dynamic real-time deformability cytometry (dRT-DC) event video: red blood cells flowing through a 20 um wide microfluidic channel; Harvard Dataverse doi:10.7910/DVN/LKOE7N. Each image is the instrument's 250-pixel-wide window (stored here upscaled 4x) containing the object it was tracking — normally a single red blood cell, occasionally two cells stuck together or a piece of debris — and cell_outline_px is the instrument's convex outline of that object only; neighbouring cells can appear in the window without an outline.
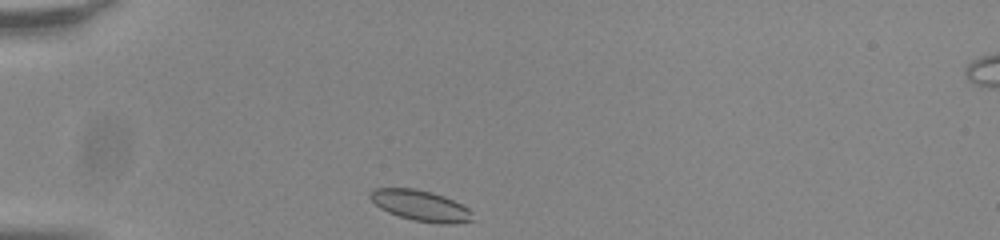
{"species": "common noctule bat (a hibernating species)", "species_latin": "Nyctalus noctula", "temperature_condition": "room temperature", "stored_images_in_passage": 32, "camera_frame_rate_fps": 3000, "um_per_image_px": 0.085, "animal": {"sex": "male", "body_mass_g": 20.0, "forearm_length_mm": 53.3}, "frame": {"image": 1, "passage_image": 1, "time_ms": 0.0, "image_size_px": [1000, 240], "cell_outline_px": [[472, 220], [452, 224], [440, 224], [412, 220], [388, 212], [380, 208], [368, 196], [372, 188], [416, 188], [432, 192], [444, 196], [468, 208], [472, 212]], "centroid_in_image_um": [35.73, 17.47], "position_along_channel_um": 49.3, "area_um2": 18.32}}
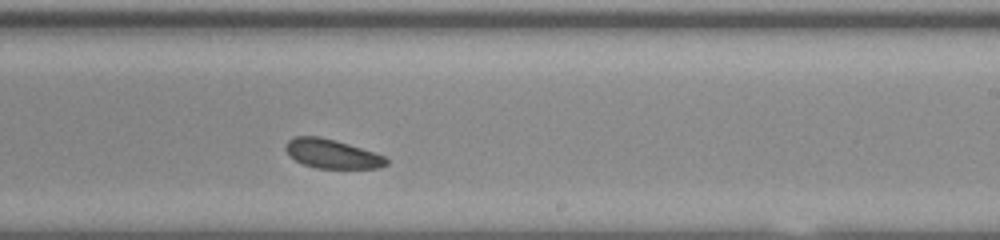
{"frame": {"image": 2, "passage_image": 20, "time_ms": 6.333, "image_size_px": [1000, 240], "cell_outline_px": [[388, 164], [380, 168], [316, 168], [304, 164], [296, 160], [284, 148], [288, 140], [292, 136], [320, 136], [336, 140], [384, 156], [388, 160]], "centroid_in_image_um": [28.21, 13.07], "position_along_channel_um": 260.8, "area_um2": 16.88}}
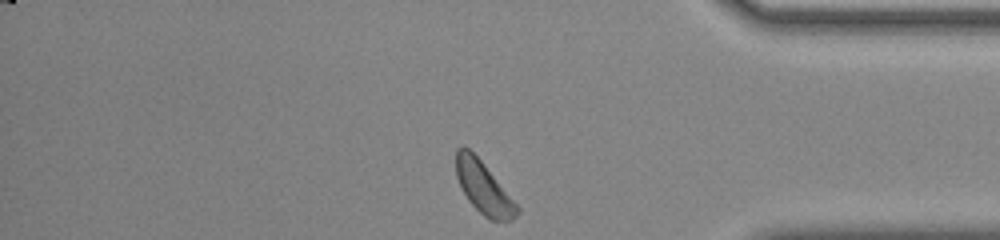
{"frame": {"image": 3, "passage_image": 32, "time_ms": 10.333, "image_size_px": [1000, 240], "cell_outline_px": [[520, 212], [512, 220], [488, 220], [468, 200], [456, 176], [456, 148], [468, 148], [480, 160], [520, 208]], "centroid_in_image_um": [41.11, 15.98], "position_along_channel_um": 394.1, "area_um2": 17.92}, "authors_computed_cell_mechanics": {"area_um2": 17.918, "velocity_mm_per_s": 3.7567, "shape_relaxation_time_tau1_ms": 1.5103, "shape_relaxation_time_tau2_ms": 3.4423, "deformation_change_tau1": 0.0527, "deformation_change_tau2": 0.069}}